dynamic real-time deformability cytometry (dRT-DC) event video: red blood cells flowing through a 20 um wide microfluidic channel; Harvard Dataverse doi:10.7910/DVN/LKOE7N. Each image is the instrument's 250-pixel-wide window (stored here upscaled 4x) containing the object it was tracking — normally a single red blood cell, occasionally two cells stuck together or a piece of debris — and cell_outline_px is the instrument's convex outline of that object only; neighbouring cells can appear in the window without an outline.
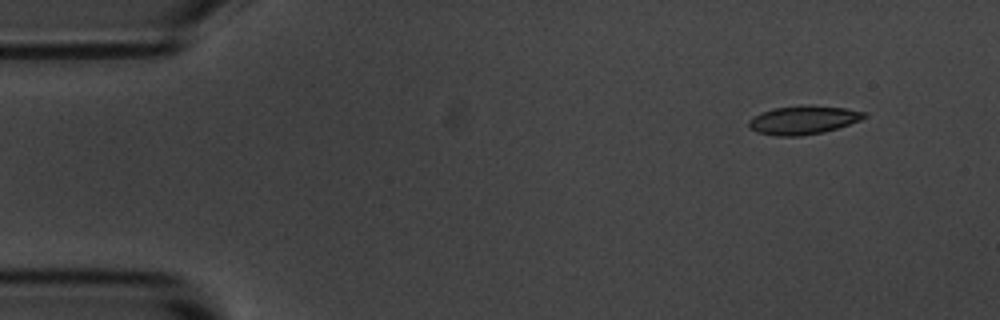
{"species": "common noctule bat (a hibernating species)", "species_latin": "Nyctalus noctula", "temperature_condition": "room temperature", "stored_images_in_passage": 4, "camera_frame_rate_fps": 3000, "um_per_image_px": 0.085, "animal": {"sex": "male", "body_mass_g": 20.1, "forearm_length_mm": 53.5}, "frame": {"image": 1, "passage_image": 1, "time_ms": 0.0, "image_size_px": [1000, 320], "cell_outline_px": [[868, 116], [860, 120], [824, 132], [800, 136], [776, 136], [756, 132], [748, 124], [748, 120], [772, 108], [844, 108], [864, 112]], "centroid_in_image_um": [68.26, 10.26], "position_along_channel_um": 16.7, "area_um2": 18.03}}
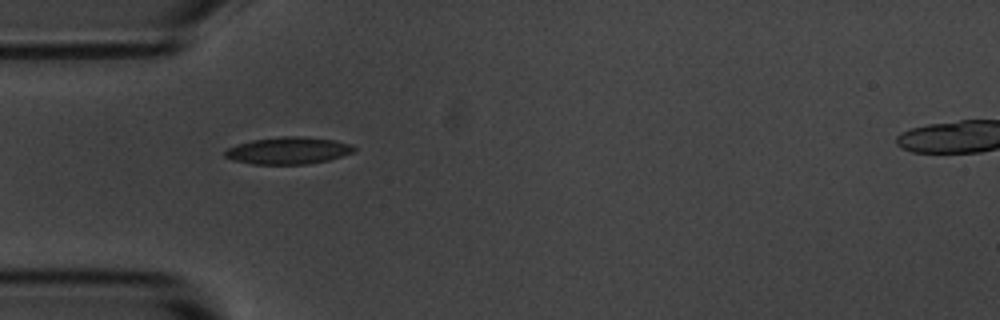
{"frame": {"image": 2, "passage_image": 4, "time_ms": 1.0, "image_size_px": [1000, 320], "cell_outline_px": [[356, 148], [352, 152], [328, 160], [308, 164], [252, 164], [232, 160], [224, 156], [224, 152], [228, 148], [236, 144], [252, 140], [280, 136], [304, 136], [332, 140], [352, 144]], "centroid_in_image_um": [24.46, 12.79], "position_along_channel_um": 60.5, "area_um2": 20.35}}